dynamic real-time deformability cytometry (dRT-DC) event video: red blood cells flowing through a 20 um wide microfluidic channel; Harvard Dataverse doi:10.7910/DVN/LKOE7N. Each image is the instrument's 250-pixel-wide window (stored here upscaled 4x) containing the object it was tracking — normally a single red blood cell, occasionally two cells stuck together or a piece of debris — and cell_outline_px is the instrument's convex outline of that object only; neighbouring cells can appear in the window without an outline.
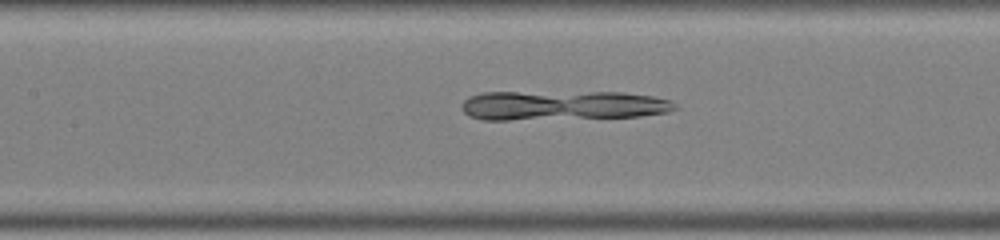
{"species": "common noctule bat (a hibernating species)", "species_latin": "Nyctalus noctula", "temperature_condition": "warm", "stored_images_in_passage": 41, "camera_frame_rate_fps": 3000, "um_per_image_px": 0.085, "animal": {"sex": "male", "body_mass_g": 19.0, "forearm_length_mm": 50.8}, "frame": {"image": 1, "passage_image": 15, "time_ms": 4.667, "image_size_px": [1000, 240], "cell_outline_px": [[676, 108], [668, 112], [640, 116], [508, 120], [484, 120], [468, 116], [460, 108], [460, 104], [468, 96], [484, 92], [624, 92], [652, 96], [672, 100], [676, 104]], "centroid_in_image_um": [47.77, 8.95], "position_along_channel_um": 159.6, "area_um2": 37.05}}
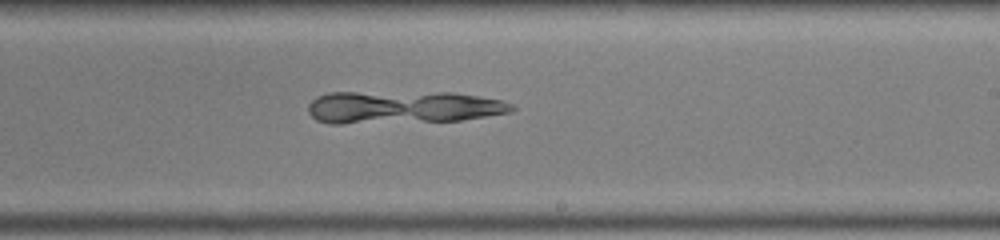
{"frame": {"image": 2, "passage_image": 22, "time_ms": 7.0, "image_size_px": [1000, 240], "cell_outline_px": [[516, 108], [512, 112], [460, 120], [340, 124], [328, 124], [316, 120], [308, 112], [308, 104], [316, 96], [328, 92], [452, 92], [500, 100], [512, 104]], "centroid_in_image_um": [34.17, 9.11], "position_along_channel_um": 254.8, "area_um2": 39.02}}
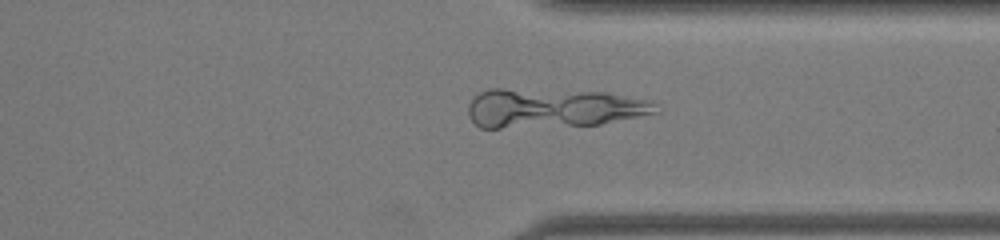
{"frame": {"image": 3, "passage_image": 30, "time_ms": 9.667, "image_size_px": [1000, 240], "cell_outline_px": [[660, 112], [600, 124], [500, 128], [480, 128], [468, 116], [468, 104], [480, 92], [488, 88], [504, 88], [604, 92], [644, 100], [652, 104]], "centroid_in_image_um": [46.92, 9.18], "position_along_channel_um": 364.5, "area_um2": 42.48}}